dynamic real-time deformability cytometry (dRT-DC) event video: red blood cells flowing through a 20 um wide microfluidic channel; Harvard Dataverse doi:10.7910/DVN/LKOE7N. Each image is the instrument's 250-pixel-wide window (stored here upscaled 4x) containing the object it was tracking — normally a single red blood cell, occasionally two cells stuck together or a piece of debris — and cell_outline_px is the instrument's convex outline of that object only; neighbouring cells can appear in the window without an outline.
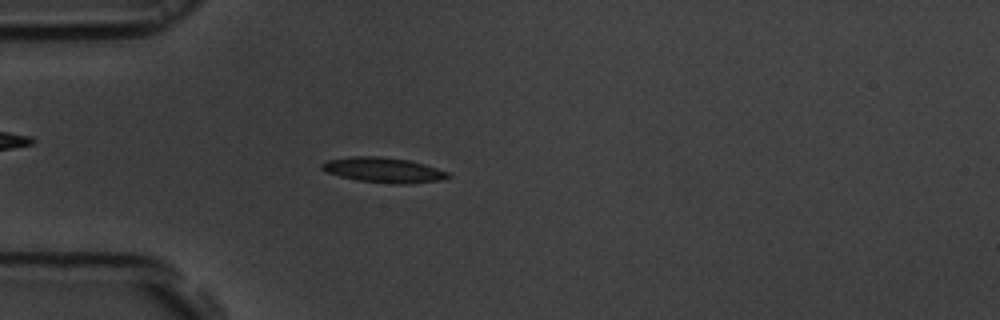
{"species": "common noctule bat (a hibernating species)", "species_latin": "Nyctalus noctula", "temperature_condition": "room temperature", "stored_images_in_passage": 47, "camera_frame_rate_fps": 3000, "um_per_image_px": 0.085, "animal": {"sex": "male", "body_mass_g": 19.5, "forearm_length_mm": 54.6}, "frame": {"image": 1, "passage_image": 8, "time_ms": 2.333, "image_size_px": [1000, 320], "cell_outline_px": [[452, 176], [440, 180], [408, 184], [392, 184], [360, 180], [340, 176], [328, 172], [320, 168], [320, 164], [328, 160], [356, 156], [380, 156], [408, 160], [424, 164], [448, 172]], "centroid_in_image_um": [32.61, 14.45], "position_along_channel_um": 52.4, "area_um2": 18.26}}
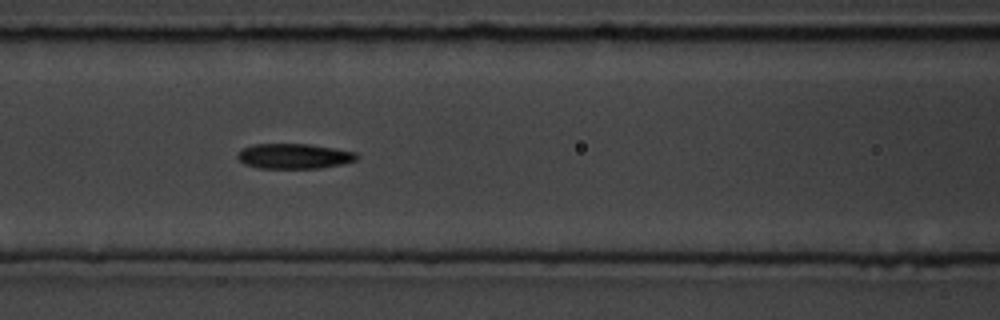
{"frame": {"image": 2, "passage_image": 16, "time_ms": 5.0, "image_size_px": [1000, 320], "cell_outline_px": [[360, 156], [356, 160], [344, 164], [320, 168], [256, 168], [244, 164], [236, 156], [236, 152], [252, 144], [308, 144], [356, 152]], "centroid_in_image_um": [24.98, 13.28], "position_along_channel_um": 141.6, "area_um2": 17.57}}
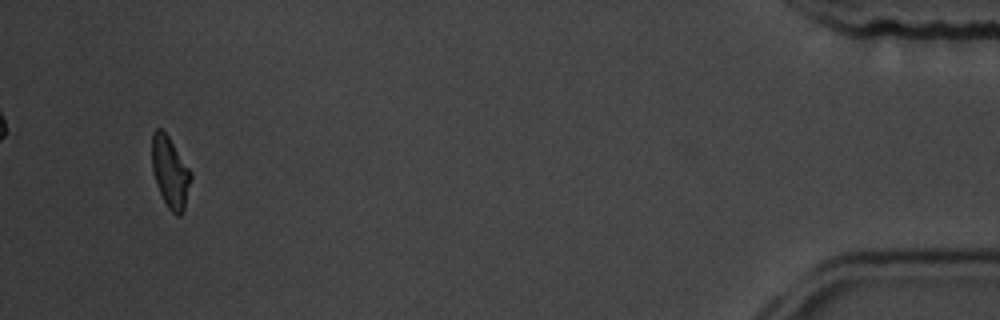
{"frame": {"image": 3, "passage_image": 45, "time_ms": 14.667, "image_size_px": [1000, 320], "cell_outline_px": [[192, 176], [184, 208], [180, 216], [176, 216], [168, 208], [156, 184], [152, 168], [152, 132], [156, 128], [160, 128], [168, 136], [192, 172]], "centroid_in_image_um": [14.46, 14.63], "position_along_channel_um": 420.7, "area_um2": 16.01}, "authors_computed_cell_mechanics": {"area_um2": 17.2244, "velocity_mm_per_s": 3.6998, "shape_relaxation_time_tau1_ms": 5.0255, "shape_relaxation_time_tau2_ms": null, "deformation_change_tau1": 0.1331, "deformation_change_tau2": null}}